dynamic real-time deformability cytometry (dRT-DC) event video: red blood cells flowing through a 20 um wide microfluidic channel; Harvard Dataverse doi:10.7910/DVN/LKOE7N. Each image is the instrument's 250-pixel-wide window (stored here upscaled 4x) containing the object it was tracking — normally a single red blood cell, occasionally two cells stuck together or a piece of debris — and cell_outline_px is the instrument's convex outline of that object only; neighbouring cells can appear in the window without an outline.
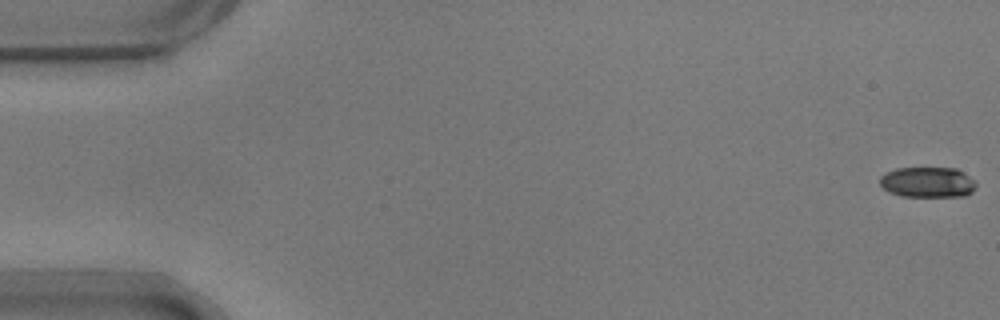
{"species": "common noctule bat (a hibernating species)", "species_latin": "Nyctalus noctula", "temperature_condition": "warm", "stored_images_in_passage": 55, "camera_frame_rate_fps": 3000, "um_per_image_px": 0.085, "animal": {"sex": "male", "body_mass_g": 17.9}, "frame": {"image": 1, "passage_image": 1, "time_ms": 0.0, "image_size_px": [1000, 320], "cell_outline_px": [[976, 188], [972, 192], [964, 196], [900, 196], [888, 192], [880, 184], [880, 176], [896, 168], [956, 168], [968, 176], [976, 184]], "centroid_in_image_um": [78.83, 15.49], "position_along_channel_um": 6.2, "area_um2": 16.99}}
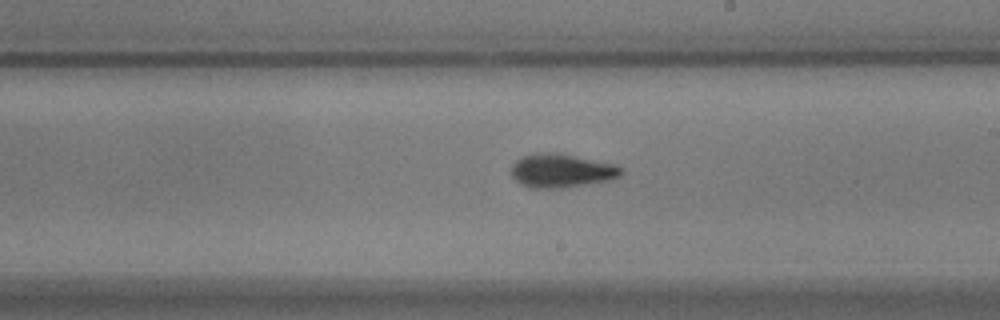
{"frame": {"image": 2, "passage_image": 32, "time_ms": 10.333, "image_size_px": [1000, 320], "cell_outline_px": [[624, 172], [620, 176], [612, 180], [588, 184], [560, 188], [532, 188], [520, 184], [512, 176], [512, 164], [520, 156], [532, 152], [560, 152], [616, 164], [624, 168]], "centroid_in_image_um": [47.75, 14.48], "position_along_channel_um": 241.2, "area_um2": 22.2}}
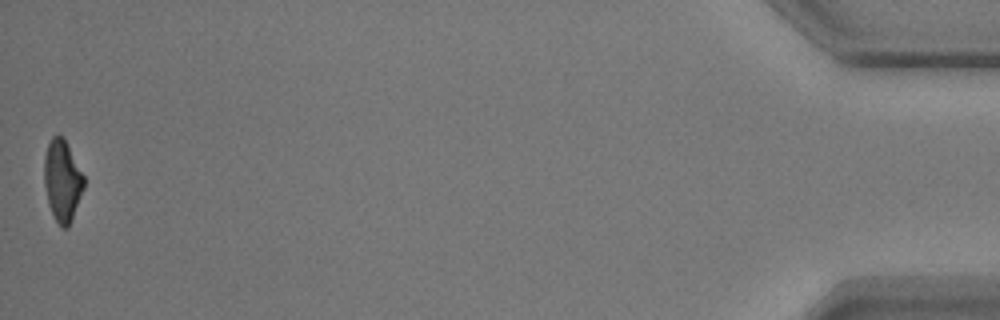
{"frame": {"image": 3, "passage_image": 55, "time_ms": 18.0, "image_size_px": [1000, 320], "cell_outline_px": [[84, 188], [68, 228], [60, 228], [48, 204], [44, 184], [44, 156], [48, 144], [52, 136], [64, 136], [84, 176]], "centroid_in_image_um": [5.29, 15.34], "position_along_channel_um": 429.9, "area_um2": 18.84}, "authors_computed_cell_mechanics": {"area_um2": 19.5942, "velocity_mm_per_s": 3.6906, "shape_relaxation_time_tau1_ms": 2.9321, "shape_relaxation_time_tau2_ms": 2.1835, "deformation_change_tau1": 0.1568, "deformation_change_tau2": 0.1047}}